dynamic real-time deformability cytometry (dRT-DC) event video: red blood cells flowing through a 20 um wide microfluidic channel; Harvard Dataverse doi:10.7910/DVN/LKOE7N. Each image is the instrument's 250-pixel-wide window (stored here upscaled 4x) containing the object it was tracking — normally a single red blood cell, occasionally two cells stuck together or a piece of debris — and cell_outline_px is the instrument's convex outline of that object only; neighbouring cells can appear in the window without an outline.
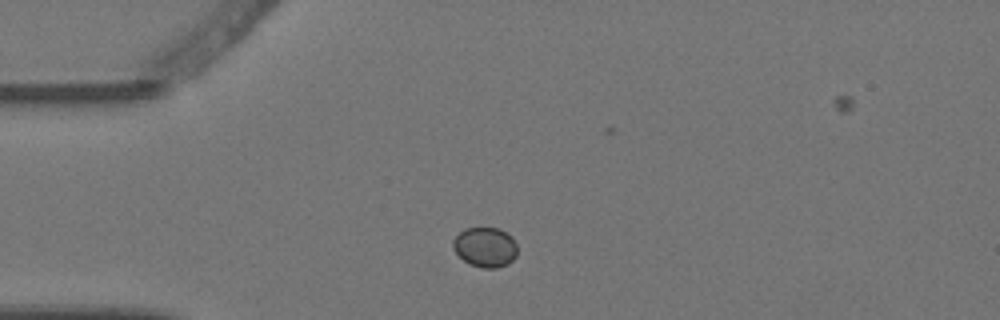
{"species": "Egyptian fruit bat (a non-hibernating species)", "species_latin": "Rousettus aegyptiacus", "temperature_condition": "warm", "stored_images_in_passage": 4, "camera_frame_rate_fps": 3000, "um_per_image_px": 0.085, "animal": {"sex": "female"}, "frame": {"image": 1, "passage_image": 1, "time_ms": 0.0, "image_size_px": [1000, 320], "cell_outline_px": [[516, 256], [508, 264], [496, 268], [480, 268], [464, 260], [452, 248], [452, 240], [464, 228], [500, 228], [512, 236], [516, 244]], "centroid_in_image_um": [41.24, 21.0], "position_along_channel_um": 43.8, "area_um2": 14.97}}
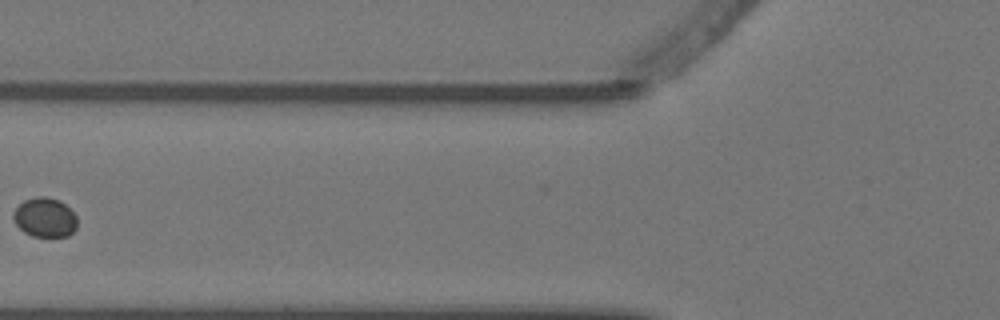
{"frame": {"image": 2, "passage_image": 3, "time_ms": 0.667, "image_size_px": [1000, 320], "cell_outline_px": [[76, 228], [68, 236], [32, 236], [24, 232], [16, 224], [12, 216], [12, 212], [24, 200], [36, 196], [44, 196], [60, 200], [76, 216]], "centroid_in_image_um": [3.79, 18.47], "position_along_channel_um": 122.0, "area_um2": 14.57}}
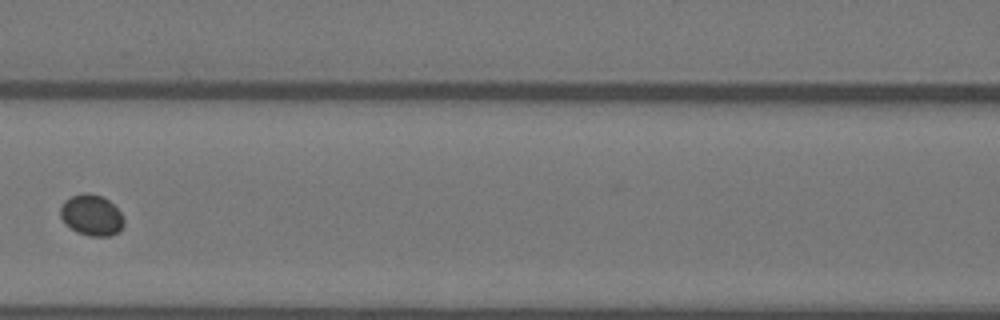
{"frame": {"image": 3, "passage_image": 4, "time_ms": 1.0, "image_size_px": [1000, 320], "cell_outline_px": [[124, 224], [120, 232], [108, 236], [88, 236], [76, 232], [64, 224], [60, 216], [60, 208], [64, 200], [72, 196], [84, 192], [88, 192], [100, 196], [108, 200], [124, 216]], "centroid_in_image_um": [7.77, 18.3], "position_along_channel_um": 158.8, "area_um2": 15.37}}